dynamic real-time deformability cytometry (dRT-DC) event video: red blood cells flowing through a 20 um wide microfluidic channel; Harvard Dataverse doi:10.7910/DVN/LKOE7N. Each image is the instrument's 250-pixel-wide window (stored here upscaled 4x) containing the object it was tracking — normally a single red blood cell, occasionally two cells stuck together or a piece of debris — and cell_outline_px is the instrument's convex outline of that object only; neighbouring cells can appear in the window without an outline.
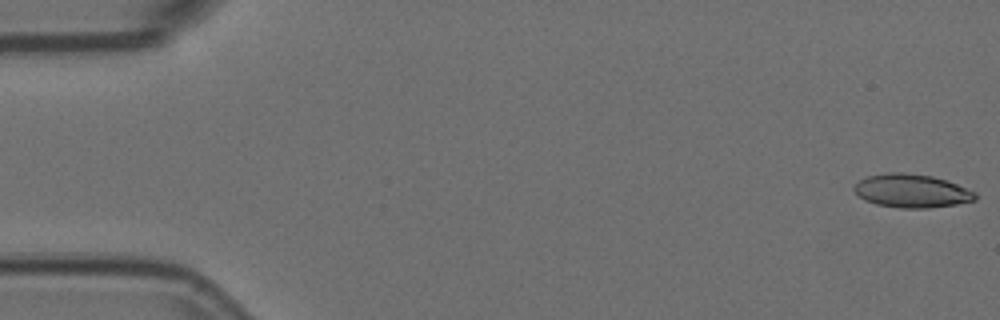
{"species": "Egyptian fruit bat (a non-hibernating species)", "species_latin": "Rousettus aegyptiacus", "temperature_condition": "room temperature", "stored_images_in_passage": 5, "camera_frame_rate_fps": 3000, "um_per_image_px": 0.085, "animal": {"sex": "female"}, "frame": {"image": 1, "passage_image": 1, "time_ms": 0.0, "image_size_px": [1000, 320], "cell_outline_px": [[976, 200], [956, 204], [928, 208], [900, 208], [876, 204], [864, 200], [852, 188], [860, 180], [868, 176], [888, 172], [900, 172], [932, 176], [956, 184], [976, 192]], "centroid_in_image_um": [77.48, 16.23], "position_along_channel_um": 7.5, "area_um2": 23.41}}
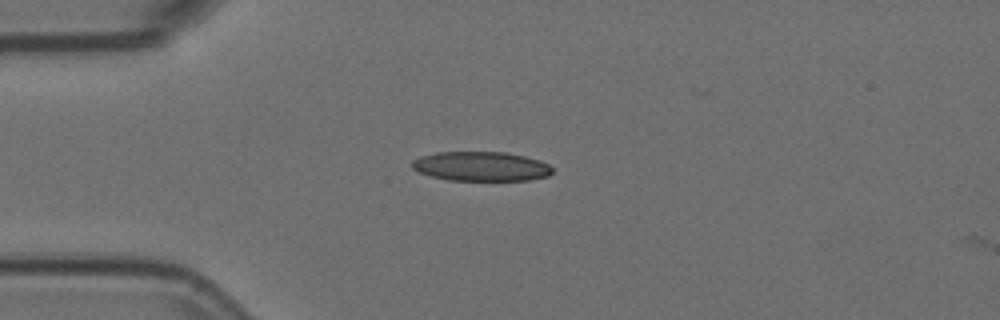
{"frame": {"image": 2, "passage_image": 4, "time_ms": 1.0, "image_size_px": [1000, 320], "cell_outline_px": [[552, 172], [548, 176], [528, 180], [448, 180], [432, 176], [420, 172], [412, 168], [412, 160], [420, 156], [436, 152], [504, 152], [524, 156], [540, 160], [548, 164], [552, 168]], "centroid_in_image_um": [40.89, 14.13], "position_along_channel_um": 44.1, "area_um2": 23.99}}